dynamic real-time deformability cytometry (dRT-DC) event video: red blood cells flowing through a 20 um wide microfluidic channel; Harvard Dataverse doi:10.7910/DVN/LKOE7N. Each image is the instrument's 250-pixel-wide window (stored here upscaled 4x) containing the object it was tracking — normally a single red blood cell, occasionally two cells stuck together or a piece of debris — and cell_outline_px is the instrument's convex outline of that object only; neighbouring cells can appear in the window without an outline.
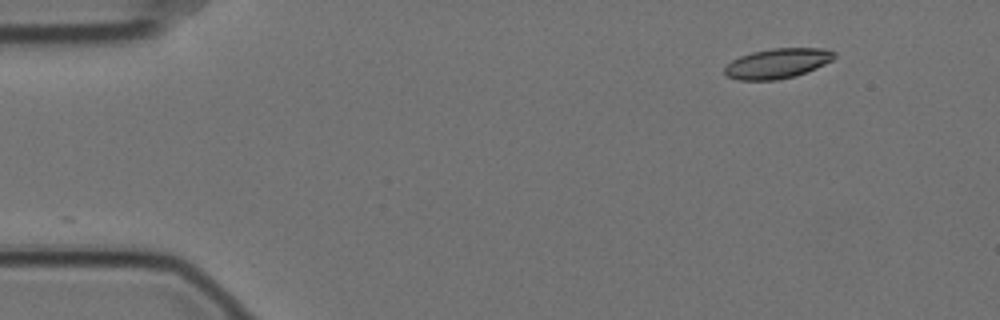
{"species": "Egyptian fruit bat (a non-hibernating species)", "species_latin": "Rousettus aegyptiacus", "temperature_condition": "cold", "stored_images_in_passage": 52, "camera_frame_rate_fps": 3000, "um_per_image_px": 0.085, "animal": {"sex": "female"}, "frame": {"image": 1, "passage_image": 1, "time_ms": 0.0, "image_size_px": [1000, 320], "cell_outline_px": [[836, 56], [832, 60], [816, 68], [796, 76], [776, 80], [736, 80], [728, 76], [724, 72], [724, 68], [732, 60], [740, 56], [752, 52], [772, 48], [824, 48], [836, 52]], "centroid_in_image_um": [66.09, 5.39], "position_along_channel_um": 18.9, "area_um2": 19.19}}
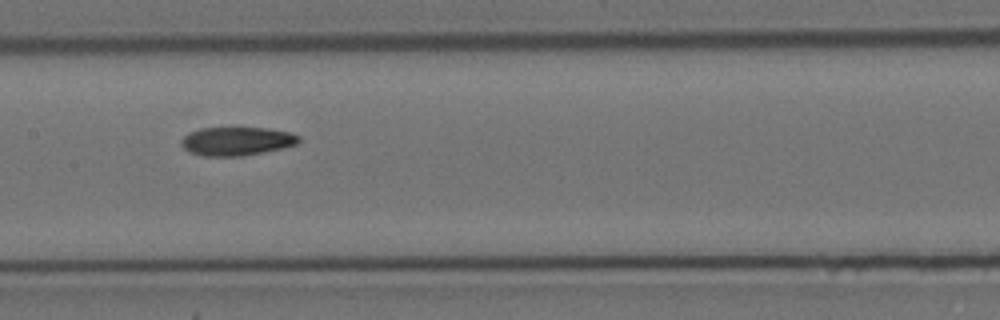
{"frame": {"image": 2, "passage_image": 23, "time_ms": 7.333, "image_size_px": [1000, 320], "cell_outline_px": [[300, 140], [296, 144], [284, 148], [264, 152], [240, 156], [204, 156], [188, 152], [180, 144], [180, 140], [188, 132], [200, 128], [268, 128], [288, 132], [300, 136]], "centroid_in_image_um": [20.09, 12.0], "position_along_channel_um": 187.3, "area_um2": 19.65}}
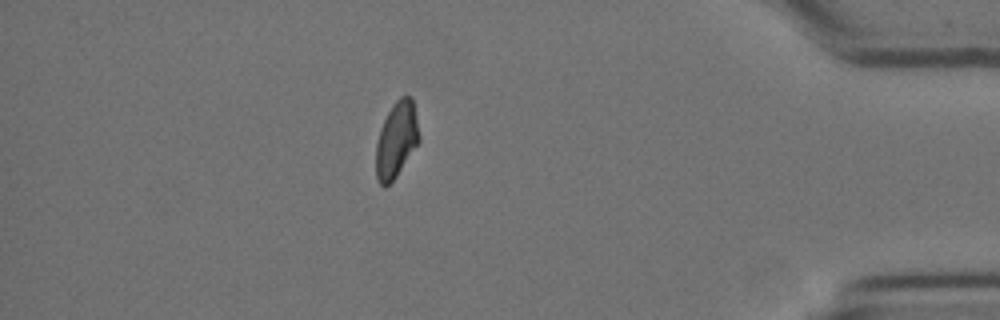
{"frame": {"image": 3, "passage_image": 45, "time_ms": 14.667, "image_size_px": [1000, 320], "cell_outline_px": [[420, 140], [396, 176], [384, 188], [376, 180], [376, 144], [380, 128], [392, 104], [400, 96], [412, 96], [420, 136]], "centroid_in_image_um": [33.69, 11.86], "position_along_channel_um": 401.5, "area_um2": 19.02}, "authors_computed_cell_mechanics": {"area_um2": 19.8543, "velocity_mm_per_s": 3.4943, "shape_relaxation_time_tau1_ms": 5.5001, "shape_relaxation_time_tau2_ms": 5.3591, "deformation_change_tau1": 0.166, "deformation_change_tau2": 0.1064}}